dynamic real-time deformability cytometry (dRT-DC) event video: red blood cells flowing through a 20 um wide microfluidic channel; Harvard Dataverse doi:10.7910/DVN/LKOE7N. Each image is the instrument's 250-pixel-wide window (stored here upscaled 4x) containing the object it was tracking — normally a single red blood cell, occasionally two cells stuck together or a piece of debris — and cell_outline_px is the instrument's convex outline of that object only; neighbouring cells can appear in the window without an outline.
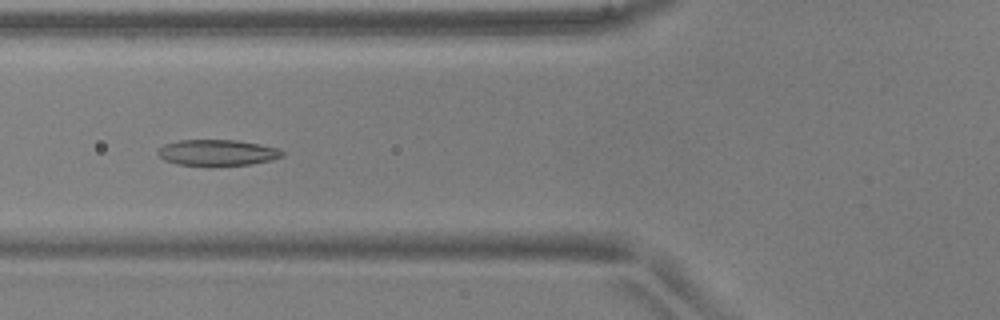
{"species": "common noctule bat (a hibernating species)", "species_latin": "Nyctalus noctula", "temperature_condition": "warm", "stored_images_in_passage": 38, "camera_frame_rate_fps": 3000, "um_per_image_px": 0.085, "animal": {"sex": "male", "body_mass_g": 17.9, "forearm_length_mm": 54.2}, "frame": {"image": 1, "passage_image": 6, "time_ms": 1.667, "image_size_px": [1000, 320], "cell_outline_px": [[284, 156], [272, 160], [248, 164], [176, 164], [164, 160], [156, 152], [164, 144], [176, 140], [236, 140], [260, 144], [280, 148], [284, 152]], "centroid_in_image_um": [18.49, 12.94], "position_along_channel_um": 107.3, "area_um2": 18.55}}
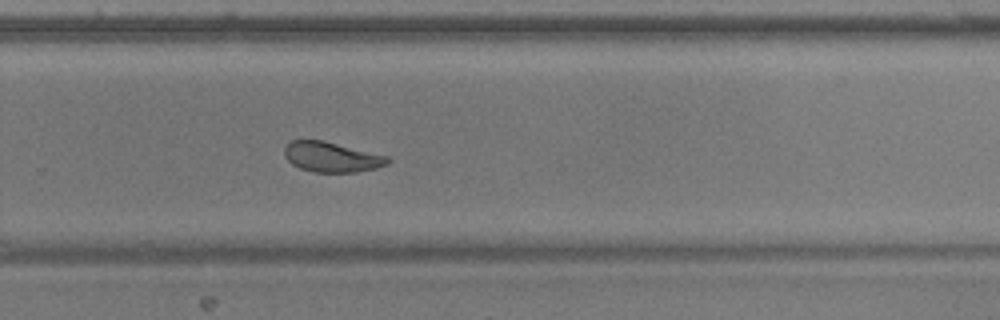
{"frame": {"image": 2, "passage_image": 21, "time_ms": 6.667, "image_size_px": [1000, 320], "cell_outline_px": [[392, 160], [388, 164], [376, 168], [356, 172], [316, 172], [300, 168], [292, 164], [284, 156], [284, 148], [292, 140], [324, 140], [388, 156]], "centroid_in_image_um": [28.21, 13.34], "position_along_channel_um": 301.6, "area_um2": 18.15}}
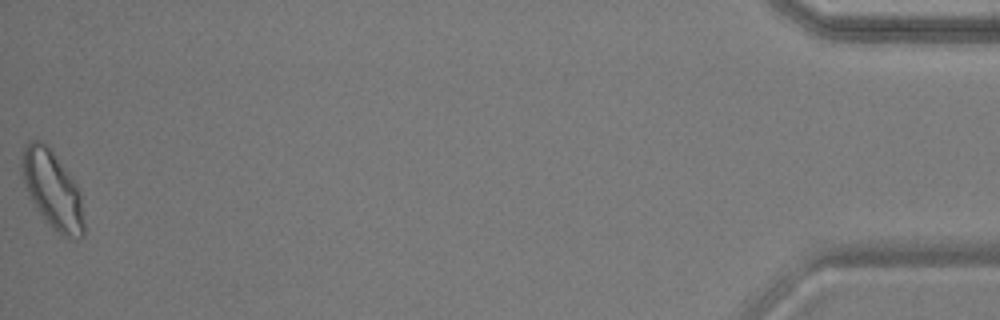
{"frame": {"image": 3, "passage_image": 38, "time_ms": 12.333, "image_size_px": [1000, 320], "cell_outline_px": [[84, 236], [76, 240], [64, 236], [44, 220], [28, 196], [20, 172], [20, 156], [28, 140], [40, 140], [56, 156], [72, 176], [80, 192], [84, 224]], "centroid_in_image_um": [4.43, 16.12], "position_along_channel_um": 430.8, "area_um2": 28.38}, "authors_computed_cell_mechanics": {"area_um2": 19.1607, "velocity_mm_per_s": 3.8867, "shape_relaxation_time_tau1_ms": 3.5855, "shape_relaxation_time_tau2_ms": 1.5028, "deformation_change_tau1": 0.135, "deformation_change_tau2": 0.0806}}